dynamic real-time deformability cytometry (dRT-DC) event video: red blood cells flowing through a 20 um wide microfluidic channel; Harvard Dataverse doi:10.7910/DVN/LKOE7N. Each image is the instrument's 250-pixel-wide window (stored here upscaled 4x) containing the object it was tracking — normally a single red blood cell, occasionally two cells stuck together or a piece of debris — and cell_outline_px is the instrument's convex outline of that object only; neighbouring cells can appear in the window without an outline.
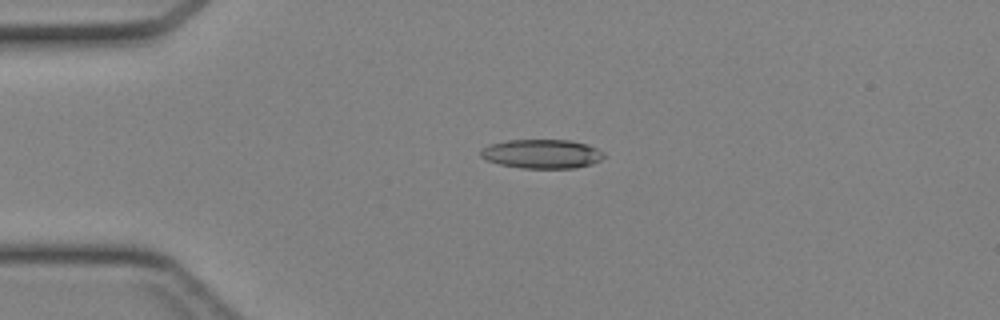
{"species": "Egyptian fruit bat (a non-hibernating species)", "species_latin": "Rousettus aegyptiacus", "temperature_condition": "cold", "stored_images_in_passage": 44, "camera_frame_rate_fps": 3000, "um_per_image_px": 0.085, "animal": {"sex": "female"}, "frame": {"image": 1, "passage_image": 11, "time_ms": 3.333, "image_size_px": [1000, 320], "cell_outline_px": [[604, 156], [600, 160], [592, 164], [576, 168], [520, 168], [500, 164], [488, 160], [480, 156], [480, 152], [488, 144], [504, 140], [572, 140], [588, 144], [604, 152]], "centroid_in_image_um": [46.07, 13.07], "position_along_channel_um": 38.9, "area_um2": 20.98}}
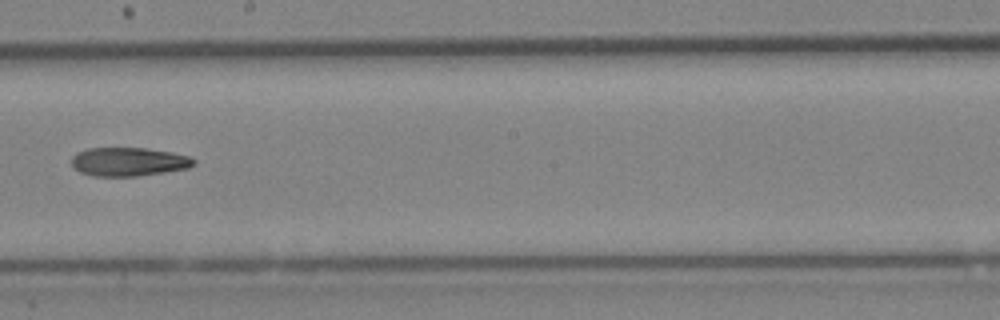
{"frame": {"image": 2, "passage_image": 26, "time_ms": 8.333, "image_size_px": [1000, 320], "cell_outline_px": [[196, 164], [188, 168], [164, 172], [136, 176], [92, 176], [80, 172], [72, 168], [72, 156], [76, 152], [88, 148], [144, 148], [172, 152], [188, 156], [196, 160]], "centroid_in_image_um": [10.91, 13.75], "position_along_channel_um": 237.3, "area_um2": 20.52}}
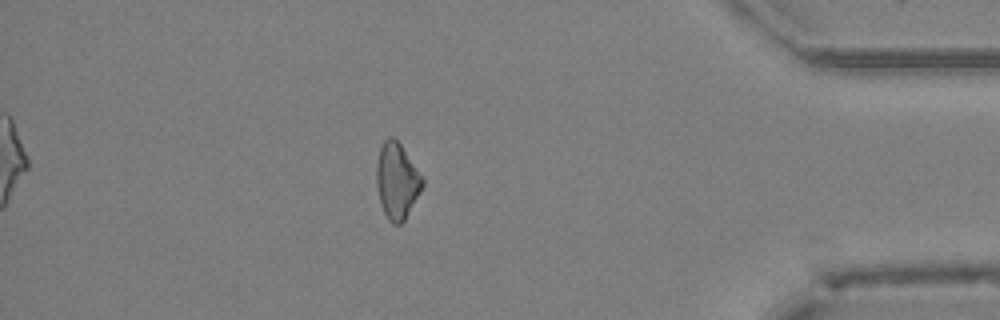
{"frame": {"image": 3, "passage_image": 39, "time_ms": 12.667, "image_size_px": [1000, 320], "cell_outline_px": [[424, 184], [420, 192], [404, 220], [400, 224], [392, 224], [388, 220], [384, 212], [380, 200], [376, 184], [376, 164], [380, 148], [384, 140], [388, 136], [392, 136], [400, 144], [424, 180]], "centroid_in_image_um": [33.72, 15.37], "position_along_channel_um": 401.5, "area_um2": 20.0}}